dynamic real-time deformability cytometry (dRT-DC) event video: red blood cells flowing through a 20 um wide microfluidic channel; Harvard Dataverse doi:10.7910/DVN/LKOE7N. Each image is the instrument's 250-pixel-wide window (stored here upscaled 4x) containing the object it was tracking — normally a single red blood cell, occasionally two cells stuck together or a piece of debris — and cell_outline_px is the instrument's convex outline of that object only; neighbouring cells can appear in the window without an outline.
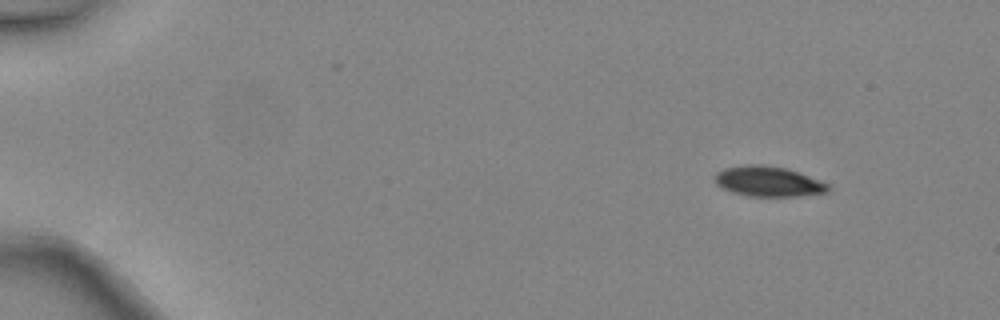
{"species": "common noctule bat (a hibernating species)", "species_latin": "Nyctalus noctula", "temperature_condition": "warm", "stored_images_in_passage": 4, "camera_frame_rate_fps": 3000, "um_per_image_px": 0.085, "animal": {"sex": "female", "body_mass_g": 24.6, "forearm_length_mm": 56.2}, "frame": {"image": 1, "passage_image": 1, "time_ms": 0.0, "image_size_px": [1000, 320], "cell_outline_px": [[828, 192], [800, 196], [748, 196], [732, 192], [716, 184], [716, 172], [724, 168], [748, 164], [764, 164], [788, 168], [820, 180], [828, 184]], "centroid_in_image_um": [65.31, 15.41], "position_along_channel_um": 19.7, "area_um2": 19.94}}
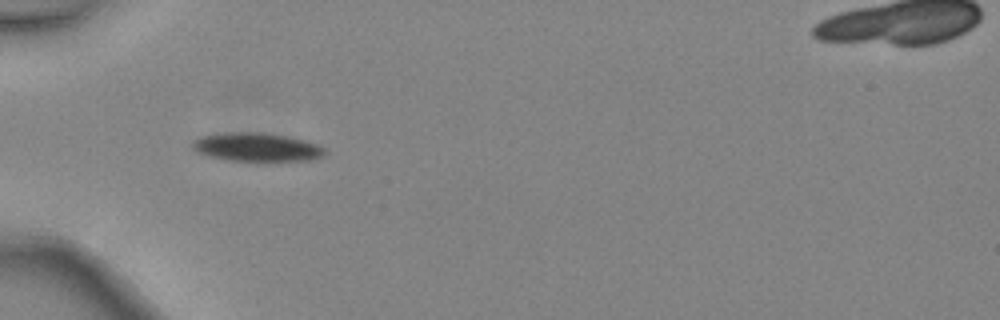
{"frame": {"image": 2, "passage_image": 4, "time_ms": 1.0, "image_size_px": [1000, 320], "cell_outline_px": [[324, 156], [312, 160], [256, 164], [228, 160], [208, 156], [196, 152], [192, 148], [192, 140], [200, 136], [232, 132], [260, 132], [288, 136], [304, 140], [316, 144], [324, 148]], "centroid_in_image_um": [21.82, 12.56], "position_along_channel_um": 63.2, "area_um2": 23.06}}